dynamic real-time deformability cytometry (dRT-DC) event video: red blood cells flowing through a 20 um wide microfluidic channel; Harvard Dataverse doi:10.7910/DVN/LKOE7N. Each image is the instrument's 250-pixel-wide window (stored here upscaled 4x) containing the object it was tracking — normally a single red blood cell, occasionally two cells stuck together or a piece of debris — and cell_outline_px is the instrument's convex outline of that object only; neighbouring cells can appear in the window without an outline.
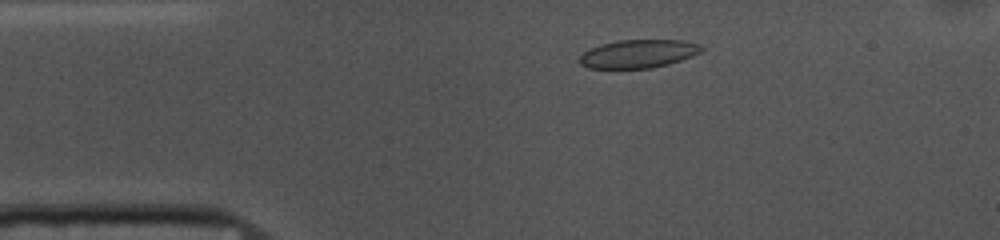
{"species": "common noctule bat (a hibernating species)", "species_latin": "Nyctalus noctula", "temperature_condition": "cold", "stored_images_in_passage": 47, "camera_frame_rate_fps": 3000, "um_per_image_px": 0.085, "animal": {"sex": "female", "body_mass_g": 10.0, "forearm_length_mm": 53.1}, "frame": {"image": 1, "passage_image": 3, "time_ms": 0.667, "image_size_px": [1000, 240], "cell_outline_px": [[704, 48], [700, 52], [692, 56], [668, 64], [652, 68], [616, 72], [588, 68], [580, 64], [576, 60], [584, 52], [600, 44], [620, 40], [680, 40], [700, 44]], "centroid_in_image_um": [54.16, 4.63], "position_along_channel_um": 30.8, "area_um2": 20.98}}
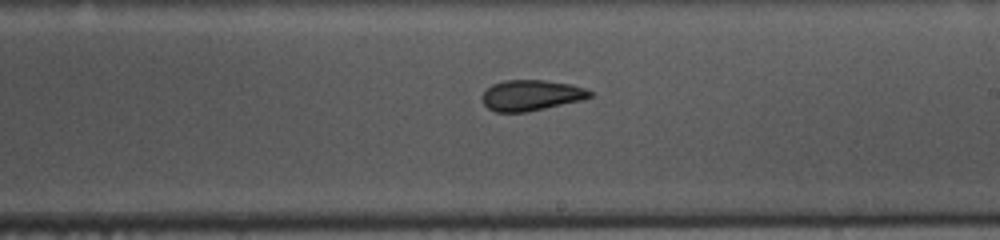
{"frame": {"image": 2, "passage_image": 23, "time_ms": 7.333, "image_size_px": [1000, 240], "cell_outline_px": [[592, 96], [580, 100], [528, 112], [496, 112], [488, 108], [484, 104], [480, 96], [492, 84], [504, 80], [544, 80], [572, 84], [584, 88], [592, 92]], "centroid_in_image_um": [45.12, 8.09], "position_along_channel_um": 243.9, "area_um2": 19.25}}
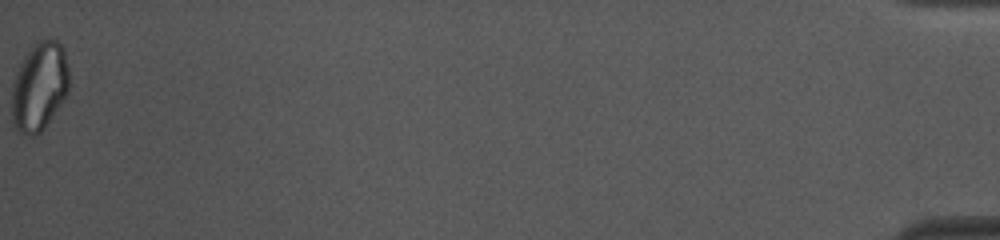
{"frame": {"image": 3, "passage_image": 47, "time_ms": 15.333, "image_size_px": [1000, 240], "cell_outline_px": [[68, 92], [44, 128], [36, 136], [28, 136], [16, 132], [12, 120], [12, 80], [24, 56], [32, 44], [40, 40], [56, 40], [64, 48], [68, 64]], "centroid_in_image_um": [3.32, 7.37], "position_along_channel_um": 431.9, "area_um2": 29.82}, "authors_computed_cell_mechanics": {"area_um2": 20.4612, "velocity_mm_per_s": 3.6996, "shape_relaxation_time_tau1_ms": 9.5174, "shape_relaxation_time_tau2_ms": 2.8718, "deformation_change_tau1": 0.158, "deformation_change_tau2": 0.0788}}